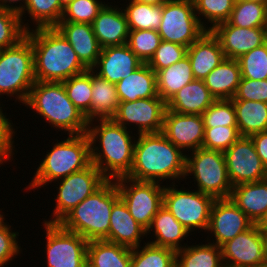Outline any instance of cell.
Instances as JSON below:
<instances>
[{
    "mask_svg": "<svg viewBox=\"0 0 267 267\" xmlns=\"http://www.w3.org/2000/svg\"><path fill=\"white\" fill-rule=\"evenodd\" d=\"M185 163L186 154L162 132L137 134L131 171L126 177L180 185L185 176Z\"/></svg>",
    "mask_w": 267,
    "mask_h": 267,
    "instance_id": "6da1fadb",
    "label": "cell"
},
{
    "mask_svg": "<svg viewBox=\"0 0 267 267\" xmlns=\"http://www.w3.org/2000/svg\"><path fill=\"white\" fill-rule=\"evenodd\" d=\"M91 163L108 179L127 176L132 167L137 134L113 119L88 122ZM136 136V137H135Z\"/></svg>",
    "mask_w": 267,
    "mask_h": 267,
    "instance_id": "7a4b0ae2",
    "label": "cell"
},
{
    "mask_svg": "<svg viewBox=\"0 0 267 267\" xmlns=\"http://www.w3.org/2000/svg\"><path fill=\"white\" fill-rule=\"evenodd\" d=\"M25 36L31 41L34 52L36 81L63 82L87 70L55 27L31 29Z\"/></svg>",
    "mask_w": 267,
    "mask_h": 267,
    "instance_id": "3957f363",
    "label": "cell"
},
{
    "mask_svg": "<svg viewBox=\"0 0 267 267\" xmlns=\"http://www.w3.org/2000/svg\"><path fill=\"white\" fill-rule=\"evenodd\" d=\"M23 106L61 135L87 133L88 121L68 98L62 82L35 81Z\"/></svg>",
    "mask_w": 267,
    "mask_h": 267,
    "instance_id": "277c9868",
    "label": "cell"
},
{
    "mask_svg": "<svg viewBox=\"0 0 267 267\" xmlns=\"http://www.w3.org/2000/svg\"><path fill=\"white\" fill-rule=\"evenodd\" d=\"M66 138V139H65ZM57 141V142H56ZM56 142V143H54ZM52 147L38 161L33 177L22 190H40L51 183L81 171L91 164L90 140L87 135H67L55 139ZM51 149V150H50Z\"/></svg>",
    "mask_w": 267,
    "mask_h": 267,
    "instance_id": "5b68a950",
    "label": "cell"
},
{
    "mask_svg": "<svg viewBox=\"0 0 267 267\" xmlns=\"http://www.w3.org/2000/svg\"><path fill=\"white\" fill-rule=\"evenodd\" d=\"M120 198L115 180H107L99 189L73 208L59 224L88 242L106 240L113 204Z\"/></svg>",
    "mask_w": 267,
    "mask_h": 267,
    "instance_id": "8992f818",
    "label": "cell"
},
{
    "mask_svg": "<svg viewBox=\"0 0 267 267\" xmlns=\"http://www.w3.org/2000/svg\"><path fill=\"white\" fill-rule=\"evenodd\" d=\"M35 81L34 52L26 36L15 46L0 50V102L14 98L22 107Z\"/></svg>",
    "mask_w": 267,
    "mask_h": 267,
    "instance_id": "52a82bcc",
    "label": "cell"
},
{
    "mask_svg": "<svg viewBox=\"0 0 267 267\" xmlns=\"http://www.w3.org/2000/svg\"><path fill=\"white\" fill-rule=\"evenodd\" d=\"M189 178H192V181ZM187 179L190 183L194 182V189L215 199L229 198L233 188L228 177L224 153L220 151L199 148L188 152L183 179L185 185H188Z\"/></svg>",
    "mask_w": 267,
    "mask_h": 267,
    "instance_id": "ba28073f",
    "label": "cell"
},
{
    "mask_svg": "<svg viewBox=\"0 0 267 267\" xmlns=\"http://www.w3.org/2000/svg\"><path fill=\"white\" fill-rule=\"evenodd\" d=\"M177 184H165L163 206L193 237L197 232H204L205 234L209 226L210 212L215 198L196 189H191L193 186L188 189V187H184L183 183L178 188L179 185Z\"/></svg>",
    "mask_w": 267,
    "mask_h": 267,
    "instance_id": "9c48e42d",
    "label": "cell"
},
{
    "mask_svg": "<svg viewBox=\"0 0 267 267\" xmlns=\"http://www.w3.org/2000/svg\"><path fill=\"white\" fill-rule=\"evenodd\" d=\"M107 180L91 163L85 169L51 183L52 187L55 186L57 193H53L55 205L53 203L54 208L48 220L47 218L41 220L47 223H59L73 208L93 194Z\"/></svg>",
    "mask_w": 267,
    "mask_h": 267,
    "instance_id": "30bf717a",
    "label": "cell"
},
{
    "mask_svg": "<svg viewBox=\"0 0 267 267\" xmlns=\"http://www.w3.org/2000/svg\"><path fill=\"white\" fill-rule=\"evenodd\" d=\"M46 240L45 267H87L88 241L59 223L41 222Z\"/></svg>",
    "mask_w": 267,
    "mask_h": 267,
    "instance_id": "8fae6325",
    "label": "cell"
},
{
    "mask_svg": "<svg viewBox=\"0 0 267 267\" xmlns=\"http://www.w3.org/2000/svg\"><path fill=\"white\" fill-rule=\"evenodd\" d=\"M206 31L195 13L193 0H167L163 4L161 24L157 30L161 40L188 48Z\"/></svg>",
    "mask_w": 267,
    "mask_h": 267,
    "instance_id": "7c38bea8",
    "label": "cell"
},
{
    "mask_svg": "<svg viewBox=\"0 0 267 267\" xmlns=\"http://www.w3.org/2000/svg\"><path fill=\"white\" fill-rule=\"evenodd\" d=\"M120 198L132 217L147 230L153 217L163 205L165 185L157 182L137 181L129 177L115 179Z\"/></svg>",
    "mask_w": 267,
    "mask_h": 267,
    "instance_id": "4fadbf2b",
    "label": "cell"
},
{
    "mask_svg": "<svg viewBox=\"0 0 267 267\" xmlns=\"http://www.w3.org/2000/svg\"><path fill=\"white\" fill-rule=\"evenodd\" d=\"M166 102L160 97L120 102L114 117L116 123L136 134L159 133L163 129Z\"/></svg>",
    "mask_w": 267,
    "mask_h": 267,
    "instance_id": "5bb4252c",
    "label": "cell"
},
{
    "mask_svg": "<svg viewBox=\"0 0 267 267\" xmlns=\"http://www.w3.org/2000/svg\"><path fill=\"white\" fill-rule=\"evenodd\" d=\"M224 267H259L267 261L266 233L259 224L221 246Z\"/></svg>",
    "mask_w": 267,
    "mask_h": 267,
    "instance_id": "9a60e30c",
    "label": "cell"
},
{
    "mask_svg": "<svg viewBox=\"0 0 267 267\" xmlns=\"http://www.w3.org/2000/svg\"><path fill=\"white\" fill-rule=\"evenodd\" d=\"M232 186L267 179V168L258 156L252 139L241 136L224 152Z\"/></svg>",
    "mask_w": 267,
    "mask_h": 267,
    "instance_id": "2e32d148",
    "label": "cell"
},
{
    "mask_svg": "<svg viewBox=\"0 0 267 267\" xmlns=\"http://www.w3.org/2000/svg\"><path fill=\"white\" fill-rule=\"evenodd\" d=\"M253 224L230 198L215 199L206 232L208 235H205V239L221 247L239 233L248 230Z\"/></svg>",
    "mask_w": 267,
    "mask_h": 267,
    "instance_id": "e0dca14e",
    "label": "cell"
},
{
    "mask_svg": "<svg viewBox=\"0 0 267 267\" xmlns=\"http://www.w3.org/2000/svg\"><path fill=\"white\" fill-rule=\"evenodd\" d=\"M204 132L202 115L179 114L166 109L162 133L185 154L202 148Z\"/></svg>",
    "mask_w": 267,
    "mask_h": 267,
    "instance_id": "ac0fdd59",
    "label": "cell"
},
{
    "mask_svg": "<svg viewBox=\"0 0 267 267\" xmlns=\"http://www.w3.org/2000/svg\"><path fill=\"white\" fill-rule=\"evenodd\" d=\"M211 32L219 40L225 58L237 60L267 39V27L244 28L228 21L216 25Z\"/></svg>",
    "mask_w": 267,
    "mask_h": 267,
    "instance_id": "d6986e66",
    "label": "cell"
},
{
    "mask_svg": "<svg viewBox=\"0 0 267 267\" xmlns=\"http://www.w3.org/2000/svg\"><path fill=\"white\" fill-rule=\"evenodd\" d=\"M143 63L126 43L101 48L98 61L92 70L110 83L116 84Z\"/></svg>",
    "mask_w": 267,
    "mask_h": 267,
    "instance_id": "ffe728a7",
    "label": "cell"
},
{
    "mask_svg": "<svg viewBox=\"0 0 267 267\" xmlns=\"http://www.w3.org/2000/svg\"><path fill=\"white\" fill-rule=\"evenodd\" d=\"M107 4L99 11L92 22V29L101 48L123 45L128 41L129 26L122 7Z\"/></svg>",
    "mask_w": 267,
    "mask_h": 267,
    "instance_id": "44dd1931",
    "label": "cell"
},
{
    "mask_svg": "<svg viewBox=\"0 0 267 267\" xmlns=\"http://www.w3.org/2000/svg\"><path fill=\"white\" fill-rule=\"evenodd\" d=\"M189 236H191L190 240L195 241L191 233L163 205L159 208L153 217L150 227L146 230V237H148L146 242L174 251L183 249L188 244ZM184 240L187 242L185 243Z\"/></svg>",
    "mask_w": 267,
    "mask_h": 267,
    "instance_id": "7402d4cb",
    "label": "cell"
},
{
    "mask_svg": "<svg viewBox=\"0 0 267 267\" xmlns=\"http://www.w3.org/2000/svg\"><path fill=\"white\" fill-rule=\"evenodd\" d=\"M144 238H147L146 230L132 217L124 201L119 198L113 204L106 241L133 249L146 243Z\"/></svg>",
    "mask_w": 267,
    "mask_h": 267,
    "instance_id": "603a6c76",
    "label": "cell"
},
{
    "mask_svg": "<svg viewBox=\"0 0 267 267\" xmlns=\"http://www.w3.org/2000/svg\"><path fill=\"white\" fill-rule=\"evenodd\" d=\"M55 28L71 44L78 59L87 68L92 69L100 56L101 47L93 32L92 25L76 22H59Z\"/></svg>",
    "mask_w": 267,
    "mask_h": 267,
    "instance_id": "cb8c5ba5",
    "label": "cell"
},
{
    "mask_svg": "<svg viewBox=\"0 0 267 267\" xmlns=\"http://www.w3.org/2000/svg\"><path fill=\"white\" fill-rule=\"evenodd\" d=\"M190 60L194 79L203 80L225 58L219 40L211 31H206L194 41L186 54Z\"/></svg>",
    "mask_w": 267,
    "mask_h": 267,
    "instance_id": "d4e9b609",
    "label": "cell"
},
{
    "mask_svg": "<svg viewBox=\"0 0 267 267\" xmlns=\"http://www.w3.org/2000/svg\"><path fill=\"white\" fill-rule=\"evenodd\" d=\"M229 198L254 224L267 216V179L233 186Z\"/></svg>",
    "mask_w": 267,
    "mask_h": 267,
    "instance_id": "484cf974",
    "label": "cell"
},
{
    "mask_svg": "<svg viewBox=\"0 0 267 267\" xmlns=\"http://www.w3.org/2000/svg\"><path fill=\"white\" fill-rule=\"evenodd\" d=\"M216 99L203 80L194 79L182 87L167 104V109L179 114L202 115Z\"/></svg>",
    "mask_w": 267,
    "mask_h": 267,
    "instance_id": "4316f807",
    "label": "cell"
},
{
    "mask_svg": "<svg viewBox=\"0 0 267 267\" xmlns=\"http://www.w3.org/2000/svg\"><path fill=\"white\" fill-rule=\"evenodd\" d=\"M115 86L120 102L159 97L156 72L146 63H143L126 78L121 79Z\"/></svg>",
    "mask_w": 267,
    "mask_h": 267,
    "instance_id": "83f0119b",
    "label": "cell"
},
{
    "mask_svg": "<svg viewBox=\"0 0 267 267\" xmlns=\"http://www.w3.org/2000/svg\"><path fill=\"white\" fill-rule=\"evenodd\" d=\"M242 75L238 60L224 58L204 79V83L216 100L232 99Z\"/></svg>",
    "mask_w": 267,
    "mask_h": 267,
    "instance_id": "f1b7e54d",
    "label": "cell"
},
{
    "mask_svg": "<svg viewBox=\"0 0 267 267\" xmlns=\"http://www.w3.org/2000/svg\"><path fill=\"white\" fill-rule=\"evenodd\" d=\"M132 249L106 240L87 244V267H131Z\"/></svg>",
    "mask_w": 267,
    "mask_h": 267,
    "instance_id": "f546056e",
    "label": "cell"
},
{
    "mask_svg": "<svg viewBox=\"0 0 267 267\" xmlns=\"http://www.w3.org/2000/svg\"><path fill=\"white\" fill-rule=\"evenodd\" d=\"M63 11L64 7L59 0H27L25 8L20 14L21 24L26 31L35 28L55 27L60 22ZM27 16L30 19L27 20Z\"/></svg>",
    "mask_w": 267,
    "mask_h": 267,
    "instance_id": "4dcf8cb0",
    "label": "cell"
},
{
    "mask_svg": "<svg viewBox=\"0 0 267 267\" xmlns=\"http://www.w3.org/2000/svg\"><path fill=\"white\" fill-rule=\"evenodd\" d=\"M119 103L115 84L100 77L92 70L90 121L112 119L117 112Z\"/></svg>",
    "mask_w": 267,
    "mask_h": 267,
    "instance_id": "1f68e13d",
    "label": "cell"
},
{
    "mask_svg": "<svg viewBox=\"0 0 267 267\" xmlns=\"http://www.w3.org/2000/svg\"><path fill=\"white\" fill-rule=\"evenodd\" d=\"M193 80L191 63L186 55L178 62L156 73L158 96L167 102L182 87Z\"/></svg>",
    "mask_w": 267,
    "mask_h": 267,
    "instance_id": "d6a6232c",
    "label": "cell"
},
{
    "mask_svg": "<svg viewBox=\"0 0 267 267\" xmlns=\"http://www.w3.org/2000/svg\"><path fill=\"white\" fill-rule=\"evenodd\" d=\"M191 243L176 251V267H224L221 247L206 240Z\"/></svg>",
    "mask_w": 267,
    "mask_h": 267,
    "instance_id": "836d02e7",
    "label": "cell"
},
{
    "mask_svg": "<svg viewBox=\"0 0 267 267\" xmlns=\"http://www.w3.org/2000/svg\"><path fill=\"white\" fill-rule=\"evenodd\" d=\"M240 136L267 131V103L250 100H232Z\"/></svg>",
    "mask_w": 267,
    "mask_h": 267,
    "instance_id": "e575fe53",
    "label": "cell"
},
{
    "mask_svg": "<svg viewBox=\"0 0 267 267\" xmlns=\"http://www.w3.org/2000/svg\"><path fill=\"white\" fill-rule=\"evenodd\" d=\"M120 6L126 15L129 30H158L163 5H149L134 0H125L124 4L120 3Z\"/></svg>",
    "mask_w": 267,
    "mask_h": 267,
    "instance_id": "d590c367",
    "label": "cell"
},
{
    "mask_svg": "<svg viewBox=\"0 0 267 267\" xmlns=\"http://www.w3.org/2000/svg\"><path fill=\"white\" fill-rule=\"evenodd\" d=\"M68 98L90 122L92 100V69L74 75L62 82Z\"/></svg>",
    "mask_w": 267,
    "mask_h": 267,
    "instance_id": "8d00e7d4",
    "label": "cell"
},
{
    "mask_svg": "<svg viewBox=\"0 0 267 267\" xmlns=\"http://www.w3.org/2000/svg\"><path fill=\"white\" fill-rule=\"evenodd\" d=\"M131 267H176V251L146 242L132 249Z\"/></svg>",
    "mask_w": 267,
    "mask_h": 267,
    "instance_id": "74e56055",
    "label": "cell"
},
{
    "mask_svg": "<svg viewBox=\"0 0 267 267\" xmlns=\"http://www.w3.org/2000/svg\"><path fill=\"white\" fill-rule=\"evenodd\" d=\"M235 1L236 0H193V3L195 13L201 25L207 31H211L216 25L228 21Z\"/></svg>",
    "mask_w": 267,
    "mask_h": 267,
    "instance_id": "f35d334b",
    "label": "cell"
},
{
    "mask_svg": "<svg viewBox=\"0 0 267 267\" xmlns=\"http://www.w3.org/2000/svg\"><path fill=\"white\" fill-rule=\"evenodd\" d=\"M228 22L236 27H267V5L236 0Z\"/></svg>",
    "mask_w": 267,
    "mask_h": 267,
    "instance_id": "ab89813d",
    "label": "cell"
},
{
    "mask_svg": "<svg viewBox=\"0 0 267 267\" xmlns=\"http://www.w3.org/2000/svg\"><path fill=\"white\" fill-rule=\"evenodd\" d=\"M4 106L5 104L3 105V103L0 102V164L2 166L5 164L7 165V163L9 165V162L13 161L16 156L15 154L18 153L15 146L19 145L18 143L15 145V140L18 138L16 135L19 127L13 123L10 114L8 117V113L5 111L8 107Z\"/></svg>",
    "mask_w": 267,
    "mask_h": 267,
    "instance_id": "60d3db41",
    "label": "cell"
},
{
    "mask_svg": "<svg viewBox=\"0 0 267 267\" xmlns=\"http://www.w3.org/2000/svg\"><path fill=\"white\" fill-rule=\"evenodd\" d=\"M242 78L254 80L267 79V46L266 42L252 49L237 59Z\"/></svg>",
    "mask_w": 267,
    "mask_h": 267,
    "instance_id": "b9f144b4",
    "label": "cell"
},
{
    "mask_svg": "<svg viewBox=\"0 0 267 267\" xmlns=\"http://www.w3.org/2000/svg\"><path fill=\"white\" fill-rule=\"evenodd\" d=\"M161 41L157 30H130L127 45L141 61L147 63Z\"/></svg>",
    "mask_w": 267,
    "mask_h": 267,
    "instance_id": "7bdbcfd3",
    "label": "cell"
},
{
    "mask_svg": "<svg viewBox=\"0 0 267 267\" xmlns=\"http://www.w3.org/2000/svg\"><path fill=\"white\" fill-rule=\"evenodd\" d=\"M204 128L238 127L231 99L215 100L202 114Z\"/></svg>",
    "mask_w": 267,
    "mask_h": 267,
    "instance_id": "ee69618b",
    "label": "cell"
},
{
    "mask_svg": "<svg viewBox=\"0 0 267 267\" xmlns=\"http://www.w3.org/2000/svg\"><path fill=\"white\" fill-rule=\"evenodd\" d=\"M105 4L103 0H73L64 8L60 22L92 24Z\"/></svg>",
    "mask_w": 267,
    "mask_h": 267,
    "instance_id": "f6af8a7d",
    "label": "cell"
},
{
    "mask_svg": "<svg viewBox=\"0 0 267 267\" xmlns=\"http://www.w3.org/2000/svg\"><path fill=\"white\" fill-rule=\"evenodd\" d=\"M25 35L20 15L0 8V50L15 46Z\"/></svg>",
    "mask_w": 267,
    "mask_h": 267,
    "instance_id": "bcb514c9",
    "label": "cell"
},
{
    "mask_svg": "<svg viewBox=\"0 0 267 267\" xmlns=\"http://www.w3.org/2000/svg\"><path fill=\"white\" fill-rule=\"evenodd\" d=\"M13 225L5 221L0 226V267H8L16 258L23 256V247L21 248L20 234ZM23 249V250H22ZM18 256V257H17Z\"/></svg>",
    "mask_w": 267,
    "mask_h": 267,
    "instance_id": "7dc6e473",
    "label": "cell"
},
{
    "mask_svg": "<svg viewBox=\"0 0 267 267\" xmlns=\"http://www.w3.org/2000/svg\"><path fill=\"white\" fill-rule=\"evenodd\" d=\"M240 137L238 127L205 128L202 148L224 153Z\"/></svg>",
    "mask_w": 267,
    "mask_h": 267,
    "instance_id": "c3c4849f",
    "label": "cell"
},
{
    "mask_svg": "<svg viewBox=\"0 0 267 267\" xmlns=\"http://www.w3.org/2000/svg\"><path fill=\"white\" fill-rule=\"evenodd\" d=\"M186 54L187 47L162 40L154 55L146 64L157 73L159 70L178 62L185 57Z\"/></svg>",
    "mask_w": 267,
    "mask_h": 267,
    "instance_id": "681fc988",
    "label": "cell"
},
{
    "mask_svg": "<svg viewBox=\"0 0 267 267\" xmlns=\"http://www.w3.org/2000/svg\"><path fill=\"white\" fill-rule=\"evenodd\" d=\"M231 100H250L267 103V79L241 78L236 93Z\"/></svg>",
    "mask_w": 267,
    "mask_h": 267,
    "instance_id": "f907efd6",
    "label": "cell"
},
{
    "mask_svg": "<svg viewBox=\"0 0 267 267\" xmlns=\"http://www.w3.org/2000/svg\"><path fill=\"white\" fill-rule=\"evenodd\" d=\"M249 137L252 139L255 150L262 163L267 168V131L255 133Z\"/></svg>",
    "mask_w": 267,
    "mask_h": 267,
    "instance_id": "816d5d0a",
    "label": "cell"
},
{
    "mask_svg": "<svg viewBox=\"0 0 267 267\" xmlns=\"http://www.w3.org/2000/svg\"><path fill=\"white\" fill-rule=\"evenodd\" d=\"M27 0H0V8L21 14L25 8Z\"/></svg>",
    "mask_w": 267,
    "mask_h": 267,
    "instance_id": "f5cc1de1",
    "label": "cell"
},
{
    "mask_svg": "<svg viewBox=\"0 0 267 267\" xmlns=\"http://www.w3.org/2000/svg\"><path fill=\"white\" fill-rule=\"evenodd\" d=\"M149 5H163L167 0H134Z\"/></svg>",
    "mask_w": 267,
    "mask_h": 267,
    "instance_id": "db71d44e",
    "label": "cell"
},
{
    "mask_svg": "<svg viewBox=\"0 0 267 267\" xmlns=\"http://www.w3.org/2000/svg\"><path fill=\"white\" fill-rule=\"evenodd\" d=\"M5 212H3V208L0 209V226L6 221L5 216H8L4 214Z\"/></svg>",
    "mask_w": 267,
    "mask_h": 267,
    "instance_id": "11a10c76",
    "label": "cell"
},
{
    "mask_svg": "<svg viewBox=\"0 0 267 267\" xmlns=\"http://www.w3.org/2000/svg\"><path fill=\"white\" fill-rule=\"evenodd\" d=\"M260 227H261V229H262L265 233H267V216H266V218L263 220V222L260 224Z\"/></svg>",
    "mask_w": 267,
    "mask_h": 267,
    "instance_id": "9f6ffc18",
    "label": "cell"
},
{
    "mask_svg": "<svg viewBox=\"0 0 267 267\" xmlns=\"http://www.w3.org/2000/svg\"><path fill=\"white\" fill-rule=\"evenodd\" d=\"M73 0H59L60 4L65 8Z\"/></svg>",
    "mask_w": 267,
    "mask_h": 267,
    "instance_id": "6f0895ef",
    "label": "cell"
},
{
    "mask_svg": "<svg viewBox=\"0 0 267 267\" xmlns=\"http://www.w3.org/2000/svg\"><path fill=\"white\" fill-rule=\"evenodd\" d=\"M243 1H254V2H259V3H264L267 5V0H243Z\"/></svg>",
    "mask_w": 267,
    "mask_h": 267,
    "instance_id": "680465c9",
    "label": "cell"
},
{
    "mask_svg": "<svg viewBox=\"0 0 267 267\" xmlns=\"http://www.w3.org/2000/svg\"><path fill=\"white\" fill-rule=\"evenodd\" d=\"M259 267H267V261L261 264Z\"/></svg>",
    "mask_w": 267,
    "mask_h": 267,
    "instance_id": "91938a15",
    "label": "cell"
},
{
    "mask_svg": "<svg viewBox=\"0 0 267 267\" xmlns=\"http://www.w3.org/2000/svg\"><path fill=\"white\" fill-rule=\"evenodd\" d=\"M266 251H267V233H266Z\"/></svg>",
    "mask_w": 267,
    "mask_h": 267,
    "instance_id": "94428289",
    "label": "cell"
}]
</instances>
